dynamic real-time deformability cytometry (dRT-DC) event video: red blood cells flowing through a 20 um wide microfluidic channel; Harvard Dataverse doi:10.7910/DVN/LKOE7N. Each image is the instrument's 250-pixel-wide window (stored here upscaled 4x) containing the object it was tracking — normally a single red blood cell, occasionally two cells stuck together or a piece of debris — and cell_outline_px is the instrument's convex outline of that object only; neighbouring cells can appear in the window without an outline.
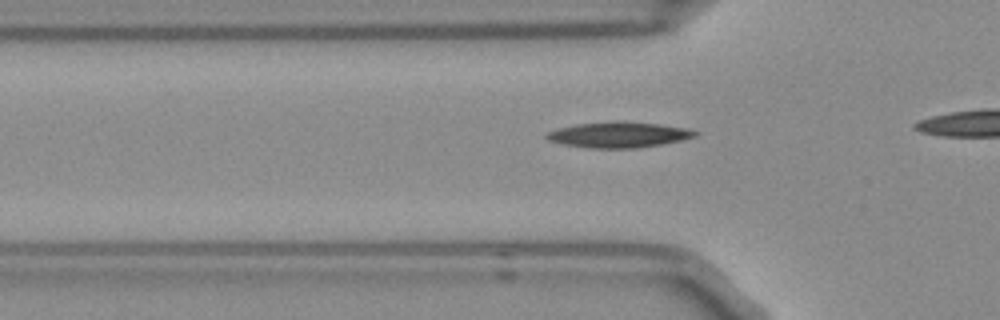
{"species": "Egyptian fruit bat (a non-hibernating species)", "species_latin": "Rousettus aegyptiacus", "temperature_condition": "room temperature", "stored_images_in_passage": 5, "camera_frame_rate_fps": 3000, "um_per_image_px": 0.085, "frame": {"image": 1, "passage_image": 5, "time_ms": 1.333, "image_size_px": [1000, 320], "cell_outline_px": [[700, 132], [696, 136], [680, 140], [660, 144], [636, 148], [592, 148], [564, 144], [548, 140], [544, 136], [548, 132], [556, 128], [576, 124], [608, 120], [620, 120], [660, 124], [684, 128]], "centroid_in_image_um": [52.55, 11.43], "position_along_channel_um": 73.3, "area_um2": 22.31}}